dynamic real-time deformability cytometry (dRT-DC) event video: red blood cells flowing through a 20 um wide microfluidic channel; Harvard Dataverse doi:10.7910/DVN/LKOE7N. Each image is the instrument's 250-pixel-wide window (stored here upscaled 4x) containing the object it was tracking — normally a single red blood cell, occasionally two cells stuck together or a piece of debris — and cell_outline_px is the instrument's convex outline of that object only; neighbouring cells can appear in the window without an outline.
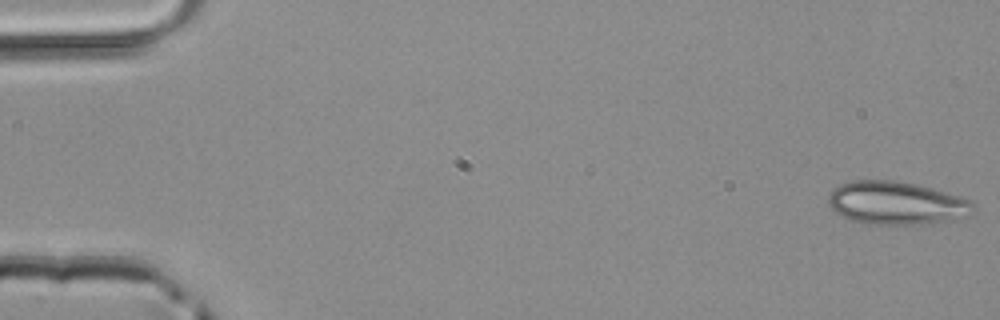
{"species": "common noctule bat (a hibernating species)", "species_latin": "Nyctalus noctula", "temperature_condition": "room temperature", "stored_images_in_passage": 47, "camera_frame_rate_fps": 3000, "um_per_image_px": 0.085, "animal": {"sex": "male", "body_mass_g": 20.4}, "frame": {"image": 1, "passage_image": 1, "time_ms": 0.0, "image_size_px": [1000, 320], "cell_outline_px": [[976, 208], [948, 220], [924, 224], [876, 224], [852, 220], [836, 212], [828, 204], [828, 196], [832, 188], [840, 184], [852, 180], [896, 180], [916, 184], [932, 188], [972, 200], [976, 204]], "centroid_in_image_um": [76.14, 17.23], "position_along_channel_um": 8.9, "area_um2": 35.95}}
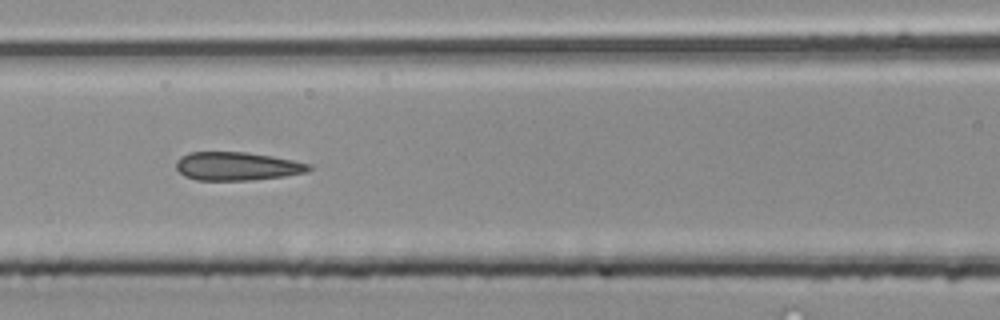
{"frame": {"image": 2, "passage_image": 21, "time_ms": 6.667, "image_size_px": [1000, 320], "cell_outline_px": [[312, 168], [308, 172], [284, 176], [252, 180], [196, 180], [184, 176], [176, 168], [176, 160], [180, 156], [188, 152], [244, 152], [272, 156], [312, 164]], "centroid_in_image_um": [20.14, 14.13], "position_along_channel_um": 146.5, "area_um2": 22.08}}
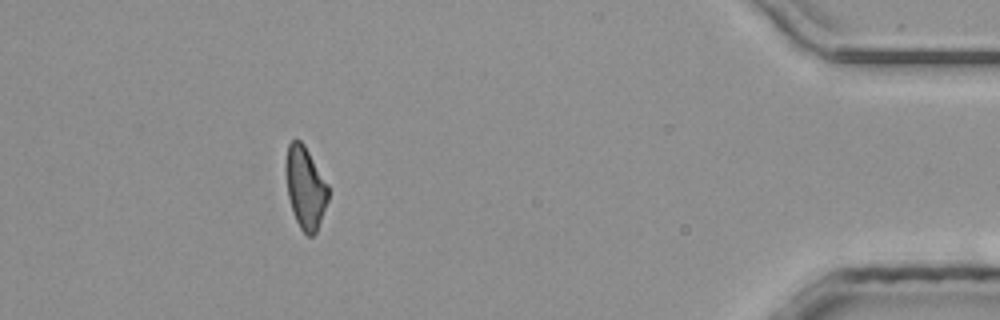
{"frame": {"image": 3, "passage_image": 43, "time_ms": 14.0, "image_size_px": [1000, 320], "cell_outline_px": [[328, 200], [316, 232], [312, 236], [308, 236], [300, 228], [296, 220], [288, 196], [284, 168], [284, 164], [288, 144], [292, 140], [300, 140], [304, 144], [328, 184]], "centroid_in_image_um": [25.93, 15.91], "position_along_channel_um": 409.3, "area_um2": 20.29}}